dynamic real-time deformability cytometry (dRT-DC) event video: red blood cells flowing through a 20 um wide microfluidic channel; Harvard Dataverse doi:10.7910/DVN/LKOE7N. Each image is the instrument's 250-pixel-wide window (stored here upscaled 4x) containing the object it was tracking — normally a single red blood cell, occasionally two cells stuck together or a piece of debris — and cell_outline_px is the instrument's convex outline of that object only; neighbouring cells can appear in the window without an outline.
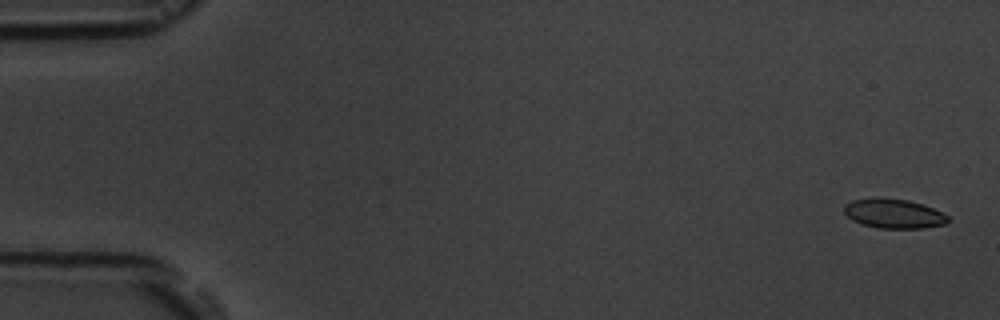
{"species": "common noctule bat (a hibernating species)", "species_latin": "Nyctalus noctula", "temperature_condition": "room temperature", "stored_images_in_passage": 5, "camera_frame_rate_fps": 3000, "um_per_image_px": 0.085, "animal": {"sex": "male", "body_mass_g": 19.5, "forearm_length_mm": 54.6}, "frame": {"image": 1, "passage_image": 1, "time_ms": 0.0, "image_size_px": [1000, 320], "cell_outline_px": [[948, 224], [924, 228], [876, 228], [860, 224], [852, 220], [844, 212], [844, 204], [852, 200], [872, 196], [876, 196], [908, 200], [932, 208], [948, 216]], "centroid_in_image_um": [75.91, 18.14], "position_along_channel_um": 9.1, "area_um2": 18.09}}
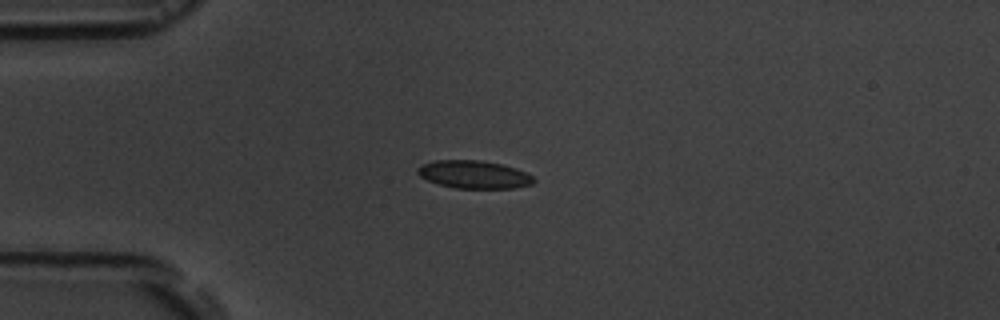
{"frame": {"image": 2, "passage_image": 4, "time_ms": 4.333, "image_size_px": [1000, 320], "cell_outline_px": [[536, 180], [532, 184], [512, 188], [456, 188], [440, 184], [428, 180], [420, 176], [416, 172], [416, 168], [420, 164], [436, 160], [480, 160], [500, 164], [516, 168], [528, 172]], "centroid_in_image_um": [40.28, 14.82], "position_along_channel_um": 44.7, "area_um2": 18.9}}